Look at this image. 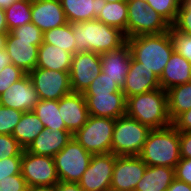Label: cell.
<instances>
[{
    "label": "cell",
    "instance_id": "cell-12",
    "mask_svg": "<svg viewBox=\"0 0 191 191\" xmlns=\"http://www.w3.org/2000/svg\"><path fill=\"white\" fill-rule=\"evenodd\" d=\"M101 72L100 54L91 51L75 53L69 71L72 91L83 93Z\"/></svg>",
    "mask_w": 191,
    "mask_h": 191
},
{
    "label": "cell",
    "instance_id": "cell-22",
    "mask_svg": "<svg viewBox=\"0 0 191 191\" xmlns=\"http://www.w3.org/2000/svg\"><path fill=\"white\" fill-rule=\"evenodd\" d=\"M191 82V63L177 52H173L159 78L160 88H169Z\"/></svg>",
    "mask_w": 191,
    "mask_h": 191
},
{
    "label": "cell",
    "instance_id": "cell-31",
    "mask_svg": "<svg viewBox=\"0 0 191 191\" xmlns=\"http://www.w3.org/2000/svg\"><path fill=\"white\" fill-rule=\"evenodd\" d=\"M32 0H19L5 9L8 31L31 22Z\"/></svg>",
    "mask_w": 191,
    "mask_h": 191
},
{
    "label": "cell",
    "instance_id": "cell-41",
    "mask_svg": "<svg viewBox=\"0 0 191 191\" xmlns=\"http://www.w3.org/2000/svg\"><path fill=\"white\" fill-rule=\"evenodd\" d=\"M27 183L21 174L11 175L0 180V191H26Z\"/></svg>",
    "mask_w": 191,
    "mask_h": 191
},
{
    "label": "cell",
    "instance_id": "cell-21",
    "mask_svg": "<svg viewBox=\"0 0 191 191\" xmlns=\"http://www.w3.org/2000/svg\"><path fill=\"white\" fill-rule=\"evenodd\" d=\"M72 138L73 134L68 130L52 131L44 128L26 150L35 155L54 157Z\"/></svg>",
    "mask_w": 191,
    "mask_h": 191
},
{
    "label": "cell",
    "instance_id": "cell-52",
    "mask_svg": "<svg viewBox=\"0 0 191 191\" xmlns=\"http://www.w3.org/2000/svg\"><path fill=\"white\" fill-rule=\"evenodd\" d=\"M107 3H114L117 1H127V0H105Z\"/></svg>",
    "mask_w": 191,
    "mask_h": 191
},
{
    "label": "cell",
    "instance_id": "cell-3",
    "mask_svg": "<svg viewBox=\"0 0 191 191\" xmlns=\"http://www.w3.org/2000/svg\"><path fill=\"white\" fill-rule=\"evenodd\" d=\"M126 114L150 129L172 125L168 114L167 92L162 88L128 97Z\"/></svg>",
    "mask_w": 191,
    "mask_h": 191
},
{
    "label": "cell",
    "instance_id": "cell-24",
    "mask_svg": "<svg viewBox=\"0 0 191 191\" xmlns=\"http://www.w3.org/2000/svg\"><path fill=\"white\" fill-rule=\"evenodd\" d=\"M175 179V168L167 166H147L135 191H167Z\"/></svg>",
    "mask_w": 191,
    "mask_h": 191
},
{
    "label": "cell",
    "instance_id": "cell-19",
    "mask_svg": "<svg viewBox=\"0 0 191 191\" xmlns=\"http://www.w3.org/2000/svg\"><path fill=\"white\" fill-rule=\"evenodd\" d=\"M5 50L12 64L21 68L25 73L28 74L36 68L39 46L33 45L32 41L19 40L9 32Z\"/></svg>",
    "mask_w": 191,
    "mask_h": 191
},
{
    "label": "cell",
    "instance_id": "cell-48",
    "mask_svg": "<svg viewBox=\"0 0 191 191\" xmlns=\"http://www.w3.org/2000/svg\"><path fill=\"white\" fill-rule=\"evenodd\" d=\"M26 191H56L55 185L27 186Z\"/></svg>",
    "mask_w": 191,
    "mask_h": 191
},
{
    "label": "cell",
    "instance_id": "cell-14",
    "mask_svg": "<svg viewBox=\"0 0 191 191\" xmlns=\"http://www.w3.org/2000/svg\"><path fill=\"white\" fill-rule=\"evenodd\" d=\"M39 100L38 93L28 74L13 83L11 87L0 96L2 106L22 112L33 111Z\"/></svg>",
    "mask_w": 191,
    "mask_h": 191
},
{
    "label": "cell",
    "instance_id": "cell-2",
    "mask_svg": "<svg viewBox=\"0 0 191 191\" xmlns=\"http://www.w3.org/2000/svg\"><path fill=\"white\" fill-rule=\"evenodd\" d=\"M132 59L142 63L158 78L174 52L169 31L127 38Z\"/></svg>",
    "mask_w": 191,
    "mask_h": 191
},
{
    "label": "cell",
    "instance_id": "cell-51",
    "mask_svg": "<svg viewBox=\"0 0 191 191\" xmlns=\"http://www.w3.org/2000/svg\"><path fill=\"white\" fill-rule=\"evenodd\" d=\"M8 33H0V51L5 49Z\"/></svg>",
    "mask_w": 191,
    "mask_h": 191
},
{
    "label": "cell",
    "instance_id": "cell-16",
    "mask_svg": "<svg viewBox=\"0 0 191 191\" xmlns=\"http://www.w3.org/2000/svg\"><path fill=\"white\" fill-rule=\"evenodd\" d=\"M31 22L42 32L67 22L60 0H32Z\"/></svg>",
    "mask_w": 191,
    "mask_h": 191
},
{
    "label": "cell",
    "instance_id": "cell-15",
    "mask_svg": "<svg viewBox=\"0 0 191 191\" xmlns=\"http://www.w3.org/2000/svg\"><path fill=\"white\" fill-rule=\"evenodd\" d=\"M59 113L66 130L74 134L88 120L89 112L83 93L72 92L58 100Z\"/></svg>",
    "mask_w": 191,
    "mask_h": 191
},
{
    "label": "cell",
    "instance_id": "cell-45",
    "mask_svg": "<svg viewBox=\"0 0 191 191\" xmlns=\"http://www.w3.org/2000/svg\"><path fill=\"white\" fill-rule=\"evenodd\" d=\"M56 191H84L77 182H62L59 181L55 185Z\"/></svg>",
    "mask_w": 191,
    "mask_h": 191
},
{
    "label": "cell",
    "instance_id": "cell-35",
    "mask_svg": "<svg viewBox=\"0 0 191 191\" xmlns=\"http://www.w3.org/2000/svg\"><path fill=\"white\" fill-rule=\"evenodd\" d=\"M23 112L0 106V134L12 135L15 126L20 121Z\"/></svg>",
    "mask_w": 191,
    "mask_h": 191
},
{
    "label": "cell",
    "instance_id": "cell-33",
    "mask_svg": "<svg viewBox=\"0 0 191 191\" xmlns=\"http://www.w3.org/2000/svg\"><path fill=\"white\" fill-rule=\"evenodd\" d=\"M116 92H122L114 80L108 77L107 74L101 72L98 77H96L93 82L88 86V88L83 92L84 96H97L103 94H112Z\"/></svg>",
    "mask_w": 191,
    "mask_h": 191
},
{
    "label": "cell",
    "instance_id": "cell-50",
    "mask_svg": "<svg viewBox=\"0 0 191 191\" xmlns=\"http://www.w3.org/2000/svg\"><path fill=\"white\" fill-rule=\"evenodd\" d=\"M16 1H19V0H0V8L5 10L6 8L10 7L13 3H15Z\"/></svg>",
    "mask_w": 191,
    "mask_h": 191
},
{
    "label": "cell",
    "instance_id": "cell-28",
    "mask_svg": "<svg viewBox=\"0 0 191 191\" xmlns=\"http://www.w3.org/2000/svg\"><path fill=\"white\" fill-rule=\"evenodd\" d=\"M96 19L106 25L120 29L122 32H124L127 38V22H128L127 1L106 3L100 15Z\"/></svg>",
    "mask_w": 191,
    "mask_h": 191
},
{
    "label": "cell",
    "instance_id": "cell-44",
    "mask_svg": "<svg viewBox=\"0 0 191 191\" xmlns=\"http://www.w3.org/2000/svg\"><path fill=\"white\" fill-rule=\"evenodd\" d=\"M180 158H191V131L179 132Z\"/></svg>",
    "mask_w": 191,
    "mask_h": 191
},
{
    "label": "cell",
    "instance_id": "cell-6",
    "mask_svg": "<svg viewBox=\"0 0 191 191\" xmlns=\"http://www.w3.org/2000/svg\"><path fill=\"white\" fill-rule=\"evenodd\" d=\"M115 119L89 115L87 122L73 138L92 155L111 153Z\"/></svg>",
    "mask_w": 191,
    "mask_h": 191
},
{
    "label": "cell",
    "instance_id": "cell-17",
    "mask_svg": "<svg viewBox=\"0 0 191 191\" xmlns=\"http://www.w3.org/2000/svg\"><path fill=\"white\" fill-rule=\"evenodd\" d=\"M160 88L159 78L142 63L131 58L125 84L122 87L126 99L136 94L146 93Z\"/></svg>",
    "mask_w": 191,
    "mask_h": 191
},
{
    "label": "cell",
    "instance_id": "cell-25",
    "mask_svg": "<svg viewBox=\"0 0 191 191\" xmlns=\"http://www.w3.org/2000/svg\"><path fill=\"white\" fill-rule=\"evenodd\" d=\"M72 54L51 44L42 43L39 46L36 68L69 72Z\"/></svg>",
    "mask_w": 191,
    "mask_h": 191
},
{
    "label": "cell",
    "instance_id": "cell-38",
    "mask_svg": "<svg viewBox=\"0 0 191 191\" xmlns=\"http://www.w3.org/2000/svg\"><path fill=\"white\" fill-rule=\"evenodd\" d=\"M23 148L8 134H0V160L8 157H22Z\"/></svg>",
    "mask_w": 191,
    "mask_h": 191
},
{
    "label": "cell",
    "instance_id": "cell-53",
    "mask_svg": "<svg viewBox=\"0 0 191 191\" xmlns=\"http://www.w3.org/2000/svg\"><path fill=\"white\" fill-rule=\"evenodd\" d=\"M104 191H116V190H113V189L109 188V189L104 190Z\"/></svg>",
    "mask_w": 191,
    "mask_h": 191
},
{
    "label": "cell",
    "instance_id": "cell-10",
    "mask_svg": "<svg viewBox=\"0 0 191 191\" xmlns=\"http://www.w3.org/2000/svg\"><path fill=\"white\" fill-rule=\"evenodd\" d=\"M21 175L27 186L56 185L59 182L54 157L22 152Z\"/></svg>",
    "mask_w": 191,
    "mask_h": 191
},
{
    "label": "cell",
    "instance_id": "cell-46",
    "mask_svg": "<svg viewBox=\"0 0 191 191\" xmlns=\"http://www.w3.org/2000/svg\"><path fill=\"white\" fill-rule=\"evenodd\" d=\"M167 191H191V186L175 178Z\"/></svg>",
    "mask_w": 191,
    "mask_h": 191
},
{
    "label": "cell",
    "instance_id": "cell-29",
    "mask_svg": "<svg viewBox=\"0 0 191 191\" xmlns=\"http://www.w3.org/2000/svg\"><path fill=\"white\" fill-rule=\"evenodd\" d=\"M33 112L39 117L44 128L52 131L66 130L64 120L59 113L58 100H39Z\"/></svg>",
    "mask_w": 191,
    "mask_h": 191
},
{
    "label": "cell",
    "instance_id": "cell-36",
    "mask_svg": "<svg viewBox=\"0 0 191 191\" xmlns=\"http://www.w3.org/2000/svg\"><path fill=\"white\" fill-rule=\"evenodd\" d=\"M19 40L32 41L33 45L41 46L43 32L32 22L19 26L10 31Z\"/></svg>",
    "mask_w": 191,
    "mask_h": 191
},
{
    "label": "cell",
    "instance_id": "cell-40",
    "mask_svg": "<svg viewBox=\"0 0 191 191\" xmlns=\"http://www.w3.org/2000/svg\"><path fill=\"white\" fill-rule=\"evenodd\" d=\"M22 157H8L0 160V180L5 177L21 174Z\"/></svg>",
    "mask_w": 191,
    "mask_h": 191
},
{
    "label": "cell",
    "instance_id": "cell-23",
    "mask_svg": "<svg viewBox=\"0 0 191 191\" xmlns=\"http://www.w3.org/2000/svg\"><path fill=\"white\" fill-rule=\"evenodd\" d=\"M67 22H85L96 19L105 4V0H60Z\"/></svg>",
    "mask_w": 191,
    "mask_h": 191
},
{
    "label": "cell",
    "instance_id": "cell-27",
    "mask_svg": "<svg viewBox=\"0 0 191 191\" xmlns=\"http://www.w3.org/2000/svg\"><path fill=\"white\" fill-rule=\"evenodd\" d=\"M166 92L168 114L171 121L178 115L191 109V82L173 86Z\"/></svg>",
    "mask_w": 191,
    "mask_h": 191
},
{
    "label": "cell",
    "instance_id": "cell-43",
    "mask_svg": "<svg viewBox=\"0 0 191 191\" xmlns=\"http://www.w3.org/2000/svg\"><path fill=\"white\" fill-rule=\"evenodd\" d=\"M172 125L179 132H190L191 131V109L178 115L173 121Z\"/></svg>",
    "mask_w": 191,
    "mask_h": 191
},
{
    "label": "cell",
    "instance_id": "cell-4",
    "mask_svg": "<svg viewBox=\"0 0 191 191\" xmlns=\"http://www.w3.org/2000/svg\"><path fill=\"white\" fill-rule=\"evenodd\" d=\"M179 146V131L173 125L151 129L138 156L147 166L175 168L180 161Z\"/></svg>",
    "mask_w": 191,
    "mask_h": 191
},
{
    "label": "cell",
    "instance_id": "cell-42",
    "mask_svg": "<svg viewBox=\"0 0 191 191\" xmlns=\"http://www.w3.org/2000/svg\"><path fill=\"white\" fill-rule=\"evenodd\" d=\"M175 178L191 186V158H180L175 166Z\"/></svg>",
    "mask_w": 191,
    "mask_h": 191
},
{
    "label": "cell",
    "instance_id": "cell-11",
    "mask_svg": "<svg viewBox=\"0 0 191 191\" xmlns=\"http://www.w3.org/2000/svg\"><path fill=\"white\" fill-rule=\"evenodd\" d=\"M116 155H92L87 170L78 181L84 191H104L110 188Z\"/></svg>",
    "mask_w": 191,
    "mask_h": 191
},
{
    "label": "cell",
    "instance_id": "cell-18",
    "mask_svg": "<svg viewBox=\"0 0 191 191\" xmlns=\"http://www.w3.org/2000/svg\"><path fill=\"white\" fill-rule=\"evenodd\" d=\"M89 115L117 119L126 114L127 99L123 92L85 96Z\"/></svg>",
    "mask_w": 191,
    "mask_h": 191
},
{
    "label": "cell",
    "instance_id": "cell-13",
    "mask_svg": "<svg viewBox=\"0 0 191 191\" xmlns=\"http://www.w3.org/2000/svg\"><path fill=\"white\" fill-rule=\"evenodd\" d=\"M147 164L138 156H116L110 188L116 191H135Z\"/></svg>",
    "mask_w": 191,
    "mask_h": 191
},
{
    "label": "cell",
    "instance_id": "cell-32",
    "mask_svg": "<svg viewBox=\"0 0 191 191\" xmlns=\"http://www.w3.org/2000/svg\"><path fill=\"white\" fill-rule=\"evenodd\" d=\"M171 26L175 23L182 0H145Z\"/></svg>",
    "mask_w": 191,
    "mask_h": 191
},
{
    "label": "cell",
    "instance_id": "cell-47",
    "mask_svg": "<svg viewBox=\"0 0 191 191\" xmlns=\"http://www.w3.org/2000/svg\"><path fill=\"white\" fill-rule=\"evenodd\" d=\"M11 59L7 54V51L1 50L0 51V72L8 65L11 64Z\"/></svg>",
    "mask_w": 191,
    "mask_h": 191
},
{
    "label": "cell",
    "instance_id": "cell-49",
    "mask_svg": "<svg viewBox=\"0 0 191 191\" xmlns=\"http://www.w3.org/2000/svg\"><path fill=\"white\" fill-rule=\"evenodd\" d=\"M0 33H9L5 10L0 8Z\"/></svg>",
    "mask_w": 191,
    "mask_h": 191
},
{
    "label": "cell",
    "instance_id": "cell-39",
    "mask_svg": "<svg viewBox=\"0 0 191 191\" xmlns=\"http://www.w3.org/2000/svg\"><path fill=\"white\" fill-rule=\"evenodd\" d=\"M172 26L179 32L191 35V0H182L177 18Z\"/></svg>",
    "mask_w": 191,
    "mask_h": 191
},
{
    "label": "cell",
    "instance_id": "cell-26",
    "mask_svg": "<svg viewBox=\"0 0 191 191\" xmlns=\"http://www.w3.org/2000/svg\"><path fill=\"white\" fill-rule=\"evenodd\" d=\"M44 130V125L33 112H23L20 121L15 126L12 136L23 149H27L36 136Z\"/></svg>",
    "mask_w": 191,
    "mask_h": 191
},
{
    "label": "cell",
    "instance_id": "cell-9",
    "mask_svg": "<svg viewBox=\"0 0 191 191\" xmlns=\"http://www.w3.org/2000/svg\"><path fill=\"white\" fill-rule=\"evenodd\" d=\"M28 75L40 100H59L73 92L69 72L35 68Z\"/></svg>",
    "mask_w": 191,
    "mask_h": 191
},
{
    "label": "cell",
    "instance_id": "cell-5",
    "mask_svg": "<svg viewBox=\"0 0 191 191\" xmlns=\"http://www.w3.org/2000/svg\"><path fill=\"white\" fill-rule=\"evenodd\" d=\"M151 129L127 114L115 119L111 153L116 156L139 155Z\"/></svg>",
    "mask_w": 191,
    "mask_h": 191
},
{
    "label": "cell",
    "instance_id": "cell-1",
    "mask_svg": "<svg viewBox=\"0 0 191 191\" xmlns=\"http://www.w3.org/2000/svg\"><path fill=\"white\" fill-rule=\"evenodd\" d=\"M72 30L76 40V53L91 51L101 55L120 49L127 41L120 29L97 19L74 22Z\"/></svg>",
    "mask_w": 191,
    "mask_h": 191
},
{
    "label": "cell",
    "instance_id": "cell-20",
    "mask_svg": "<svg viewBox=\"0 0 191 191\" xmlns=\"http://www.w3.org/2000/svg\"><path fill=\"white\" fill-rule=\"evenodd\" d=\"M100 57L102 72L107 74L108 77L122 88L125 84L132 58L128 44L126 43L118 50L103 53Z\"/></svg>",
    "mask_w": 191,
    "mask_h": 191
},
{
    "label": "cell",
    "instance_id": "cell-30",
    "mask_svg": "<svg viewBox=\"0 0 191 191\" xmlns=\"http://www.w3.org/2000/svg\"><path fill=\"white\" fill-rule=\"evenodd\" d=\"M43 42L59 47L72 55L76 53V40L74 38L72 23L53 28L43 32Z\"/></svg>",
    "mask_w": 191,
    "mask_h": 191
},
{
    "label": "cell",
    "instance_id": "cell-37",
    "mask_svg": "<svg viewBox=\"0 0 191 191\" xmlns=\"http://www.w3.org/2000/svg\"><path fill=\"white\" fill-rule=\"evenodd\" d=\"M25 73L21 68L16 67L14 64H8L0 72V96L9 88L13 83L23 78Z\"/></svg>",
    "mask_w": 191,
    "mask_h": 191
},
{
    "label": "cell",
    "instance_id": "cell-8",
    "mask_svg": "<svg viewBox=\"0 0 191 191\" xmlns=\"http://www.w3.org/2000/svg\"><path fill=\"white\" fill-rule=\"evenodd\" d=\"M92 154L74 138L54 156L56 172L59 181L77 182L87 170Z\"/></svg>",
    "mask_w": 191,
    "mask_h": 191
},
{
    "label": "cell",
    "instance_id": "cell-34",
    "mask_svg": "<svg viewBox=\"0 0 191 191\" xmlns=\"http://www.w3.org/2000/svg\"><path fill=\"white\" fill-rule=\"evenodd\" d=\"M169 35L174 51L191 63V35L179 32L173 26L169 28Z\"/></svg>",
    "mask_w": 191,
    "mask_h": 191
},
{
    "label": "cell",
    "instance_id": "cell-7",
    "mask_svg": "<svg viewBox=\"0 0 191 191\" xmlns=\"http://www.w3.org/2000/svg\"><path fill=\"white\" fill-rule=\"evenodd\" d=\"M127 6V38L169 31L171 25L148 7L145 0H127Z\"/></svg>",
    "mask_w": 191,
    "mask_h": 191
}]
</instances>
